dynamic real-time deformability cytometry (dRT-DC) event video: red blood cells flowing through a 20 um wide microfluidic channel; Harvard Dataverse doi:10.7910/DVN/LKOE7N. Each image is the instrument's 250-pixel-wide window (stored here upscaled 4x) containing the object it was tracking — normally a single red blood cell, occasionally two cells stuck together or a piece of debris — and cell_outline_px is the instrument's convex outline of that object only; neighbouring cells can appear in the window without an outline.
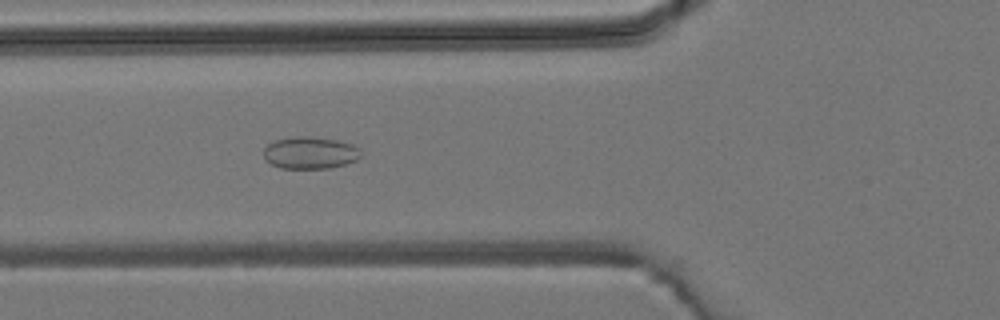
{"species": "common noctule bat (a hibernating species)", "species_latin": "Nyctalus noctula", "temperature_condition": "room temperature", "stored_images_in_passage": 6, "camera_frame_rate_fps": 3000, "um_per_image_px": 0.085, "animal": {"sex": "male", "body_mass_g": 19.2, "forearm_length_mm": 51.8}, "frame": {"image": 1, "passage_image": 6, "time_ms": 5.667, "image_size_px": [1000, 320], "cell_outline_px": [[360, 156], [356, 160], [344, 164], [328, 168], [280, 168], [264, 160], [264, 148], [268, 144], [276, 140], [296, 136], [308, 136], [336, 140], [352, 144], [360, 148]], "centroid_in_image_um": [26.34, 12.98], "position_along_channel_um": 99.5, "area_um2": 18.09}}